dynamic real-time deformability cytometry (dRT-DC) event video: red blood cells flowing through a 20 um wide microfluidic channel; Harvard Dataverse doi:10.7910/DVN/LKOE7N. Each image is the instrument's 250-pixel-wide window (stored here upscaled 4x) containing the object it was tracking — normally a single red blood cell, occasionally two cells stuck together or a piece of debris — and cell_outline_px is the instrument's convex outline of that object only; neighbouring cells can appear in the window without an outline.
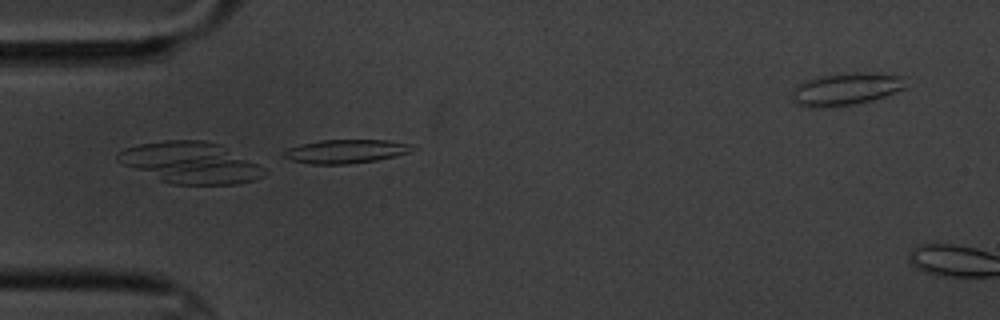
{"species": "common noctule bat (a hibernating species)", "species_latin": "Nyctalus noctula", "temperature_condition": "cold", "stored_images_in_passage": 7, "camera_frame_rate_fps": 3000, "um_per_image_px": 0.085, "animal": {"sex": "male", "body_mass_g": 20.1, "forearm_length_mm": 53.5}, "frame": {"image": 1, "passage_image": 6, "time_ms": 5.667, "image_size_px": [1000, 320], "cell_outline_px": [[416, 148], [408, 152], [396, 156], [376, 160], [348, 164], [308, 164], [292, 160], [280, 156], [280, 152], [284, 148], [300, 144], [320, 140], [388, 140], [408, 144]], "centroid_in_image_um": [29.28, 12.86], "position_along_channel_um": 55.7, "area_um2": 17.98}}